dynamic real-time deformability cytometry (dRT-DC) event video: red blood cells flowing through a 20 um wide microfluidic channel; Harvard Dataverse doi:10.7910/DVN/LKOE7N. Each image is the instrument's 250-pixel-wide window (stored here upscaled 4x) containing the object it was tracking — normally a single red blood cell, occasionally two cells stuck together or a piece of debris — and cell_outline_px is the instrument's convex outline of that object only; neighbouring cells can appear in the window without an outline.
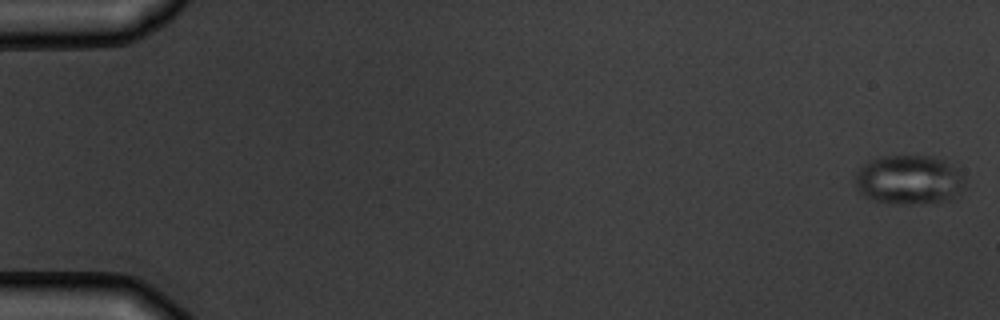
{"species": "common noctule bat (a hibernating species)", "species_latin": "Nyctalus noctula", "temperature_condition": "warm", "stored_images_in_passage": 5, "camera_frame_rate_fps": 3000, "um_per_image_px": 0.085, "animal": {"sex": "male", "body_mass_g": 19.5, "forearm_length_mm": 54.6}, "frame": {"image": 1, "passage_image": 1, "time_ms": 0.0, "image_size_px": [1000, 320], "cell_outline_px": [[964, 188], [960, 196], [952, 200], [936, 204], [888, 204], [864, 196], [856, 188], [856, 172], [864, 164], [872, 160], [884, 156], [932, 156], [944, 160], [956, 168], [964, 176]], "centroid_in_image_um": [77.33, 15.33], "position_along_channel_um": 7.7, "area_um2": 32.14}}